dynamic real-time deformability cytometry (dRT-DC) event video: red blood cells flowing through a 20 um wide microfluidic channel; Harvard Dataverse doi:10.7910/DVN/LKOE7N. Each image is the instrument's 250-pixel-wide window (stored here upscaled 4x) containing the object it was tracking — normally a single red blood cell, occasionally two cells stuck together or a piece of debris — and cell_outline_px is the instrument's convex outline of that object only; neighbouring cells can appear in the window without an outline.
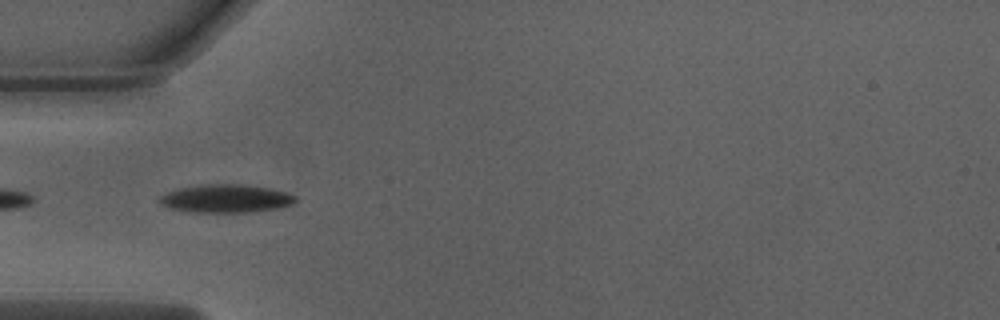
{"species": "Egyptian fruit bat (a non-hibernating species)", "species_latin": "Rousettus aegyptiacus", "temperature_condition": "warm", "stored_images_in_passage": 32, "camera_frame_rate_fps": 3000, "um_per_image_px": 0.085, "animal": {"sex": "male"}, "frame": {"image": 1, "passage_image": 11, "time_ms": 3.333, "image_size_px": [1000, 320], "cell_outline_px": [[296, 200], [292, 204], [276, 208], [248, 212], [196, 212], [172, 208], [160, 204], [160, 196], [168, 192], [180, 188], [204, 184], [244, 184], [268, 188], [288, 192], [296, 196]], "centroid_in_image_um": [19.23, 16.86], "position_along_channel_um": 65.8, "area_um2": 22.02}}
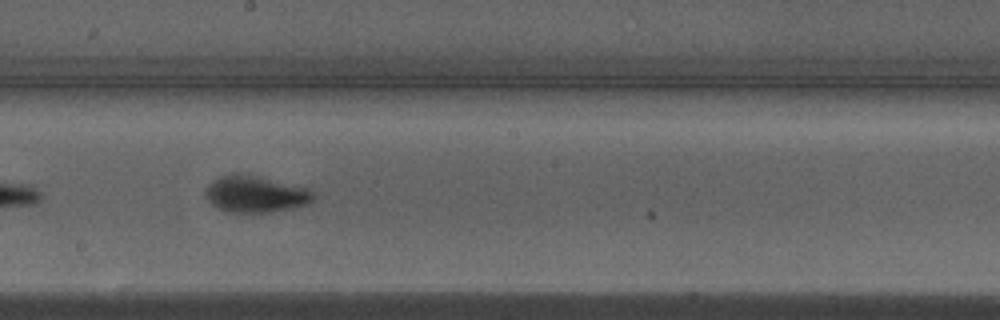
{"frame": {"image": 2, "passage_image": 23, "time_ms": 7.333, "image_size_px": [1000, 320], "cell_outline_px": [[316, 196], [308, 204], [292, 208], [272, 212], [224, 212], [216, 208], [208, 200], [208, 184], [212, 180], [220, 176], [236, 172], [256, 176], [304, 188], [312, 192]], "centroid_in_image_um": [21.68, 16.51], "position_along_channel_um": 226.5, "area_um2": 22.66}}
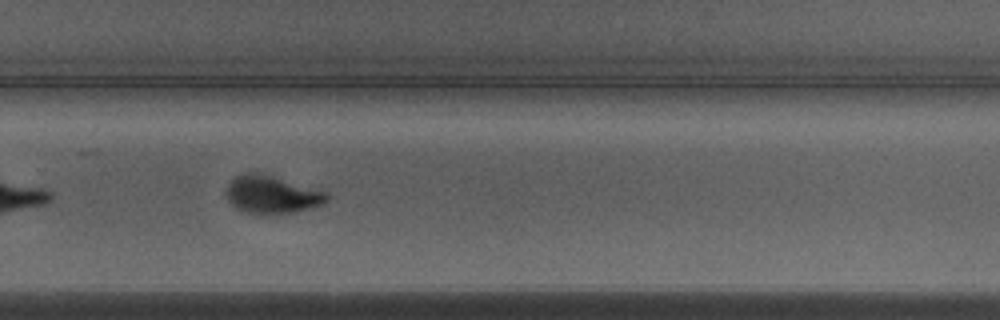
{"frame": {"image": 3, "passage_image": 29, "time_ms": 9.333, "image_size_px": [1000, 320], "cell_outline_px": [[328, 200], [324, 204], [296, 212], [264, 216], [256, 216], [240, 212], [228, 200], [224, 192], [228, 184], [236, 176], [244, 172], [252, 172], [272, 176], [324, 192], [328, 196]], "centroid_in_image_um": [23.02, 16.6], "position_along_channel_um": 306.8, "area_um2": 22.43}}